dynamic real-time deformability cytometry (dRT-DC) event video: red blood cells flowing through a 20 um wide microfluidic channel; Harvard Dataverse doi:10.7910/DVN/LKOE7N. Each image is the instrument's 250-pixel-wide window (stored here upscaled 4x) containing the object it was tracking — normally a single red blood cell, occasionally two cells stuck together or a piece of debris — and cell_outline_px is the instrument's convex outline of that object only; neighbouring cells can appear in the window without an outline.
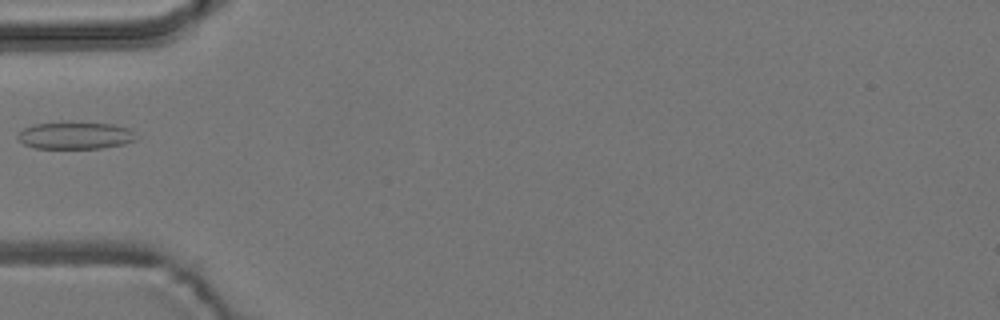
{"species": "common noctule bat (a hibernating species)", "species_latin": "Nyctalus noctula", "temperature_condition": "room temperature", "stored_images_in_passage": 1, "camera_frame_rate_fps": 3000, "um_per_image_px": 0.085, "animal": {"sex": "male", "body_mass_g": 19.2, "forearm_length_mm": 51.8}, "frame": {"image": 1, "passage_image": 1, "time_ms": 0.0, "image_size_px": [1000, 320], "cell_outline_px": [[140, 136], [136, 140], [124, 144], [100, 148], [32, 148], [24, 144], [16, 136], [24, 128], [32, 124], [72, 120], [116, 124], [132, 128]], "centroid_in_image_um": [6.48, 11.47], "position_along_channel_um": 78.5, "area_um2": 19.71}}